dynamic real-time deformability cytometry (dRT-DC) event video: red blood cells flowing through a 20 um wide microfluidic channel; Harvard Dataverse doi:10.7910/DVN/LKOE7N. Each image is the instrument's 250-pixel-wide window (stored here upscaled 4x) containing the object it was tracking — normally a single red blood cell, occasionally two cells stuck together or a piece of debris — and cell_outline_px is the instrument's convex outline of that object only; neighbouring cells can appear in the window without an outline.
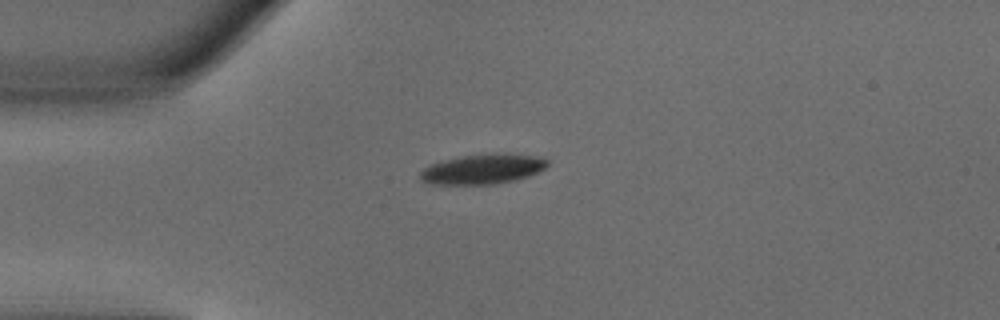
{"species": "common noctule bat (a hibernating species)", "species_latin": "Nyctalus noctula", "temperature_condition": "warm", "stored_images_in_passage": 38, "camera_frame_rate_fps": 3000, "um_per_image_px": 0.085, "animal": {"sex": "male", "body_mass_g": 18.8}, "frame": {"image": 1, "passage_image": 1, "time_ms": 0.0, "image_size_px": [1000, 320], "cell_outline_px": [[548, 164], [544, 168], [528, 176], [516, 180], [492, 184], [428, 184], [420, 180], [420, 172], [424, 168], [432, 164], [444, 160], [464, 156], [536, 156], [548, 160]], "centroid_in_image_um": [40.95, 14.43], "position_along_channel_um": 44.0, "area_um2": 21.04}}
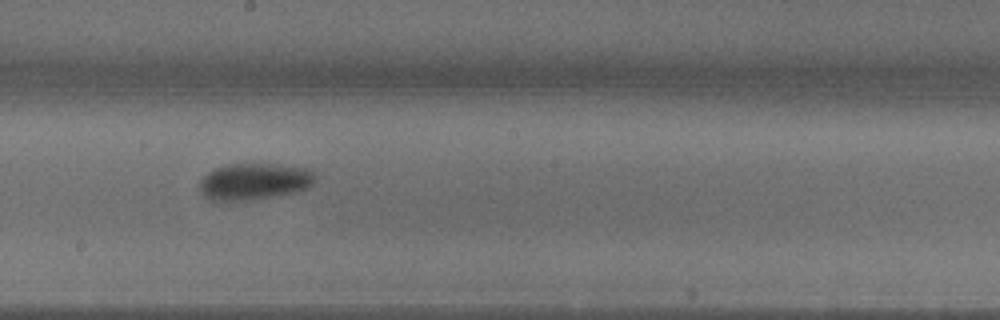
{"frame": {"image": 2, "passage_image": 16, "time_ms": 5.0, "image_size_px": [1000, 320], "cell_outline_px": [[316, 176], [312, 184], [296, 192], [280, 196], [252, 200], [208, 200], [204, 196], [200, 188], [200, 180], [208, 172], [216, 168], [228, 164], [276, 164], [308, 168]], "centroid_in_image_um": [21.62, 15.43], "position_along_channel_um": 226.6, "area_um2": 24.68}}
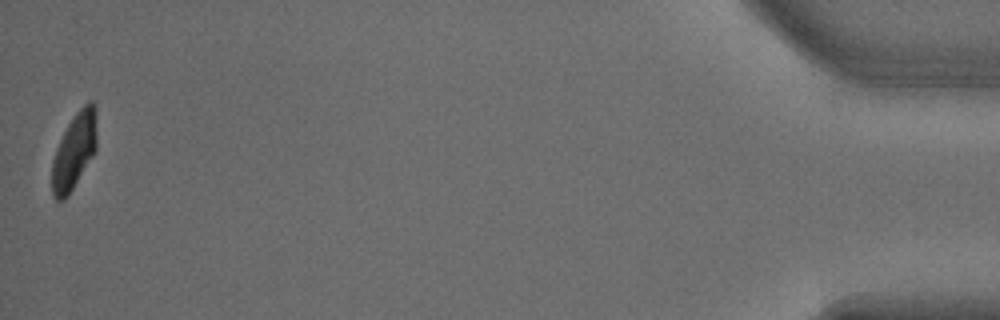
{"frame": {"image": 3, "passage_image": 38, "time_ms": 12.333, "image_size_px": [1000, 320], "cell_outline_px": [[96, 152], [68, 196], [64, 200], [56, 200], [52, 196], [52, 160], [56, 148], [68, 124], [76, 112], [88, 100], [92, 100], [96, 104]], "centroid_in_image_um": [6.32, 12.83], "position_along_channel_um": 428.9, "area_um2": 20.11}, "authors_computed_cell_mechanics": {"area_um2": 23.2934, "velocity_mm_per_s": 4.0305, "shape_relaxation_time_tau1_ms": 2.2993, "shape_relaxation_time_tau2_ms": null, "deformation_change_tau1": 0.1503, "deformation_change_tau2": null}}